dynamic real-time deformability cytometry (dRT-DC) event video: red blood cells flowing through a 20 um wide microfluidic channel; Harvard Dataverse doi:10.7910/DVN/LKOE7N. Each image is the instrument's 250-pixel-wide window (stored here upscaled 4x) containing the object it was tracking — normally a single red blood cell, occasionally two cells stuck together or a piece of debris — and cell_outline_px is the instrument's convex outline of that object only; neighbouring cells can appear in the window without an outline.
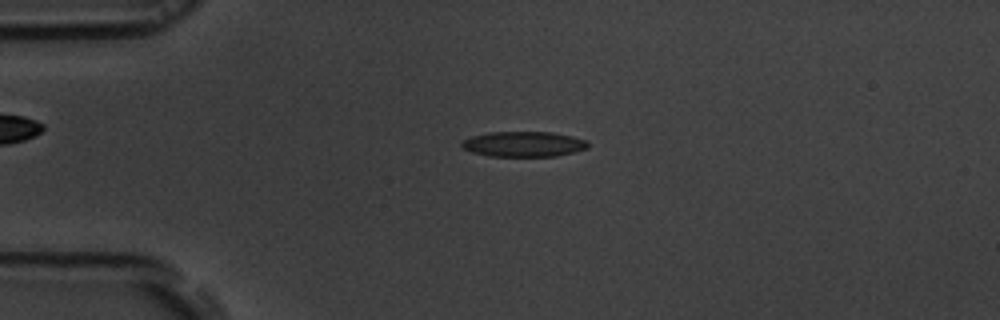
{"species": "common noctule bat (a hibernating species)", "species_latin": "Nyctalus noctula", "temperature_condition": "room temperature", "stored_images_in_passage": 55, "camera_frame_rate_fps": 3000, "um_per_image_px": 0.085, "animal": {"sex": "male", "body_mass_g": 19.5, "forearm_length_mm": 54.6}, "frame": {"image": 1, "passage_image": 13, "time_ms": 4.0, "image_size_px": [1000, 320], "cell_outline_px": [[588, 148], [556, 156], [488, 156], [472, 152], [464, 148], [460, 144], [464, 140], [472, 136], [488, 132], [552, 132], [572, 136], [588, 140]], "centroid_in_image_um": [44.52, 12.24], "position_along_channel_um": 40.5, "area_um2": 18.55}}
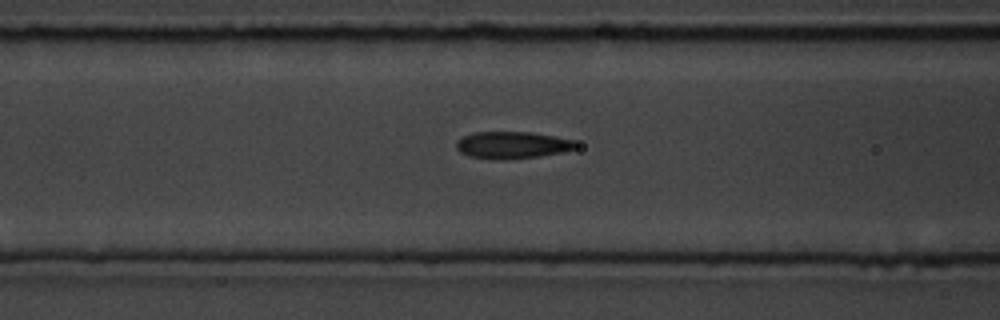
{"frame": {"image": 2, "passage_image": 22, "time_ms": 7.0, "image_size_px": [1000, 320], "cell_outline_px": [[576, 148], [564, 152], [540, 156], [500, 160], [468, 156], [460, 152], [456, 148], [456, 140], [464, 136], [476, 132], [532, 132], [576, 140]], "centroid_in_image_um": [43.55, 12.33], "position_along_channel_um": 123.1, "area_um2": 18.9}}
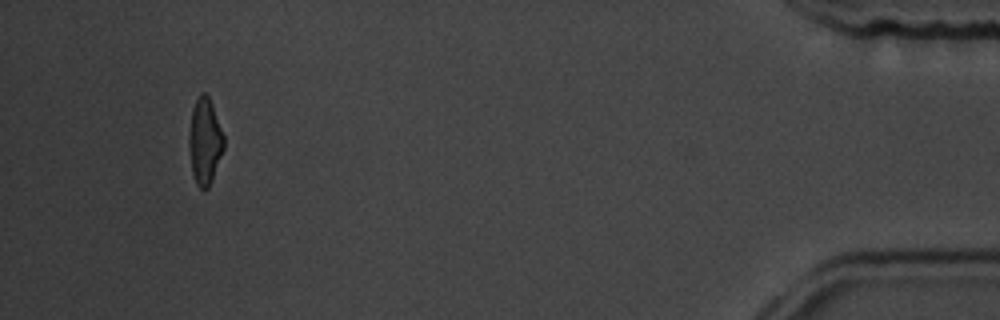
{"frame": {"image": 3, "passage_image": 52, "time_ms": 17.0, "image_size_px": [1000, 320], "cell_outline_px": [[224, 148], [212, 180], [208, 188], [200, 188], [196, 184], [192, 172], [188, 144], [188, 136], [192, 108], [200, 92], [204, 92], [208, 96], [212, 104], [224, 136]], "centroid_in_image_um": [17.4, 12.0], "position_along_channel_um": 417.8, "area_um2": 17.51}, "authors_computed_cell_mechanics": {"area_um2": 18.4382, "velocity_mm_per_s": 3.6712, "shape_relaxation_time_tau1_ms": 4.0223, "shape_relaxation_time_tau2_ms": 3.0422, "deformation_change_tau1": 0.1408, "deformation_change_tau2": 0.1168}}